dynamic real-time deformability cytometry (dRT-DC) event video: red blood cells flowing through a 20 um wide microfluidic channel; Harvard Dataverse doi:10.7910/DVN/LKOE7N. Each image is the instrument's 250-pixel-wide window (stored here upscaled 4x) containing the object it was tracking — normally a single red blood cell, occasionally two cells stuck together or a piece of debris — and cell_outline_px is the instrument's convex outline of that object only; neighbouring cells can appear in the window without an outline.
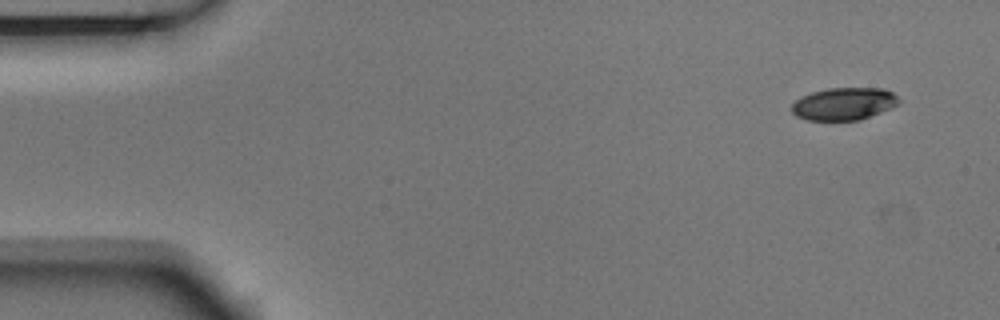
{"species": "Egyptian fruit bat (a non-hibernating species)", "species_latin": "Rousettus aegyptiacus", "temperature_condition": "room temperature", "stored_images_in_passage": 4, "camera_frame_rate_fps": 3000, "um_per_image_px": 0.085, "animal": {"sex": "male"}, "frame": {"image": 1, "passage_image": 1, "time_ms": 0.0, "image_size_px": [1000, 320], "cell_outline_px": [[900, 104], [860, 120], [808, 120], [796, 116], [792, 112], [792, 104], [800, 96], [812, 92], [828, 88], [884, 88], [892, 92], [900, 100]], "centroid_in_image_um": [71.73, 8.82], "position_along_channel_um": 13.3, "area_um2": 20.29}}